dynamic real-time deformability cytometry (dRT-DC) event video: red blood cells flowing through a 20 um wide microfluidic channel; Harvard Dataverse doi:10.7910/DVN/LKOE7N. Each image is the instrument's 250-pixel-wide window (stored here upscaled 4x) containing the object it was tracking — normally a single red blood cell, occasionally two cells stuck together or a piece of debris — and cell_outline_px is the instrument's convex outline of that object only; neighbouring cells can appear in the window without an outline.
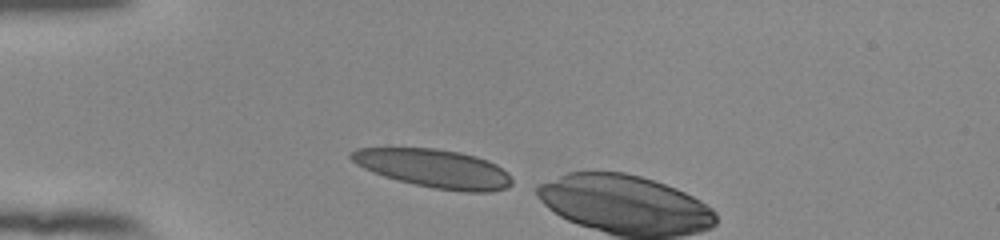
{"species": "human", "species_latin": "Homo sapiens", "temperature_condition": "room temperature", "stored_images_in_passage": 3, "camera_frame_rate_fps": 3000, "um_per_image_px": 0.085, "donor": {"sex": "female"}, "frame": {"image": 1, "passage_image": 1, "time_ms": 0.0, "image_size_px": [1000, 240], "cell_outline_px": [[512, 184], [508, 188], [488, 192], [464, 192], [436, 188], [416, 184], [384, 176], [372, 172], [356, 164], [348, 156], [356, 148], [436, 148], [460, 152], [476, 156], [488, 160], [496, 164], [508, 172], [512, 176]], "centroid_in_image_um": [36.94, 14.31], "position_along_channel_um": 48.1, "area_um2": 36.01}}